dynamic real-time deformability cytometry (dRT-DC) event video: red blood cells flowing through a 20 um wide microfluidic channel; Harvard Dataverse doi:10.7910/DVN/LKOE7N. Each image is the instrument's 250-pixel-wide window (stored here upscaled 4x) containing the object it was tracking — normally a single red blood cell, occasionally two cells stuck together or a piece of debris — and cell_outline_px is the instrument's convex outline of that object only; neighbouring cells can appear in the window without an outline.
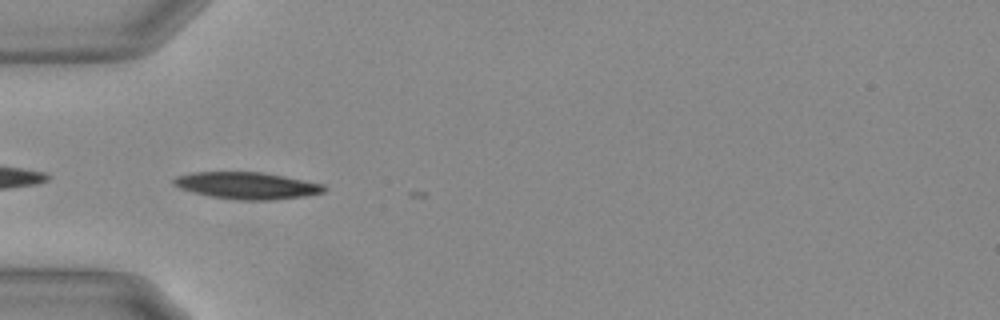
{"species": "Egyptian fruit bat (a non-hibernating species)", "species_latin": "Rousettus aegyptiacus", "temperature_condition": "warm", "stored_images_in_passage": 6, "camera_frame_rate_fps": 3000, "um_per_image_px": 0.085, "animal": {"sex": "female"}, "frame": {"image": 1, "passage_image": 1, "time_ms": 0.0, "image_size_px": [1000, 320], "cell_outline_px": [[328, 188], [324, 192], [304, 196], [272, 200], [236, 200], [208, 196], [192, 192], [180, 188], [172, 184], [172, 180], [176, 176], [192, 172], [260, 172], [324, 184]], "centroid_in_image_um": [20.95, 15.78], "position_along_channel_um": 64.0, "area_um2": 23.58}}